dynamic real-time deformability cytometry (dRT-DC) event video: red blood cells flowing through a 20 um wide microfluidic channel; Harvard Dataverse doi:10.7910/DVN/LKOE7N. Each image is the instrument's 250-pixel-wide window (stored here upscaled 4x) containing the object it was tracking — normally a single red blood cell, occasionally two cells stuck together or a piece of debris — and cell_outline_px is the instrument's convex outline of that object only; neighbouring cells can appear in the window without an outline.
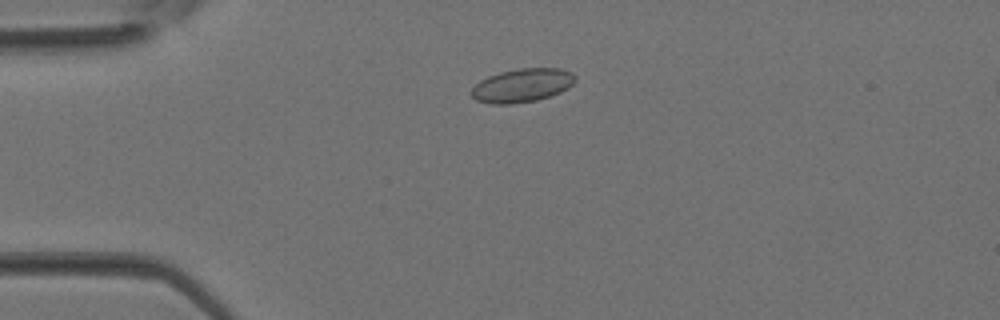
{"species": "Egyptian fruit bat (a non-hibernating species)", "species_latin": "Rousettus aegyptiacus", "temperature_condition": "room temperature", "stored_images_in_passage": 2, "camera_frame_rate_fps": 3000, "um_per_image_px": 0.085, "animal": {"sex": "female"}, "frame": {"image": 1, "passage_image": 1, "time_ms": 0.0, "image_size_px": [1000, 320], "cell_outline_px": [[576, 80], [568, 88], [560, 92], [536, 100], [512, 104], [488, 104], [476, 100], [472, 96], [472, 88], [480, 80], [488, 76], [500, 72], [520, 68], [560, 68], [572, 72], [576, 76]], "centroid_in_image_um": [44.39, 7.25], "position_along_channel_um": 40.6, "area_um2": 20.35}}